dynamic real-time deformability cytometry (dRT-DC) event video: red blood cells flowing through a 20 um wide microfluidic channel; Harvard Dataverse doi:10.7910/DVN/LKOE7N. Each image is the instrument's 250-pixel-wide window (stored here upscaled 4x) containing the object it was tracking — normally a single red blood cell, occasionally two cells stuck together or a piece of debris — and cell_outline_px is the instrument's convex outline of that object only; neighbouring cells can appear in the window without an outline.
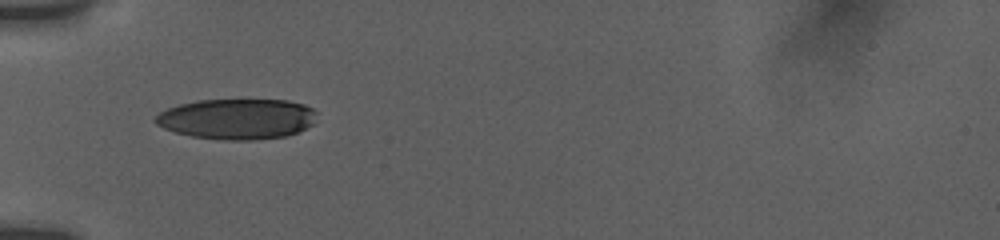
{"species": "human", "species_latin": "Homo sapiens", "temperature_condition": "room temperature", "stored_images_in_passage": 21, "camera_frame_rate_fps": 3000, "um_per_image_px": 0.085, "donor": {"sex": "female"}, "frame": {"image": 1, "passage_image": 1, "time_ms": 0.0, "image_size_px": [1000, 240], "cell_outline_px": [[316, 112], [312, 124], [296, 132], [284, 136], [252, 140], [224, 140], [192, 136], [176, 132], [164, 128], [156, 124], [152, 120], [160, 112], [168, 108], [180, 104], [196, 100], [288, 100], [304, 104], [312, 108]], "centroid_in_image_um": [20.12, 10.1], "position_along_channel_um": 64.9, "area_um2": 37.92}}
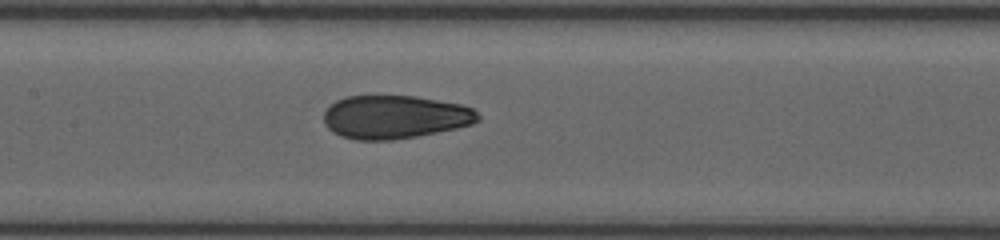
{"frame": {"image": 2, "passage_image": 13, "time_ms": 3.0, "image_size_px": [1000, 240], "cell_outline_px": [[480, 120], [472, 124], [456, 128], [416, 136], [392, 140], [356, 140], [340, 136], [332, 132], [324, 124], [324, 112], [328, 104], [344, 96], [416, 96], [460, 104], [472, 108], [480, 116]], "centroid_in_image_um": [33.52, 9.94], "position_along_channel_um": 173.9, "area_um2": 39.13}}
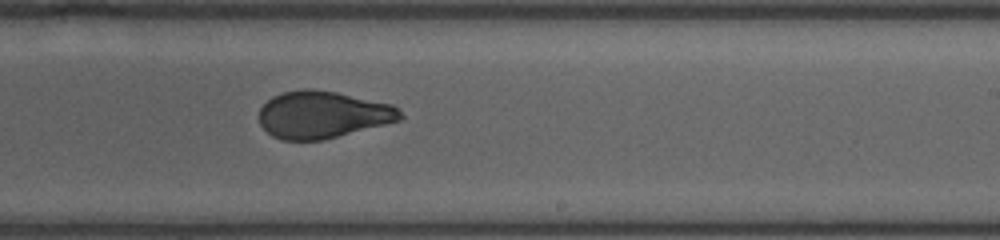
{"frame": {"image": 3, "passage_image": 21, "time_ms": 5.333, "image_size_px": [1000, 240], "cell_outline_px": [[404, 116], [400, 120], [320, 140], [280, 140], [272, 136], [260, 124], [260, 108], [272, 96], [284, 92], [304, 88], [308, 88], [336, 92], [392, 104]], "centroid_in_image_um": [27.39, 9.74], "position_along_channel_um": 261.6, "area_um2": 38.32}}